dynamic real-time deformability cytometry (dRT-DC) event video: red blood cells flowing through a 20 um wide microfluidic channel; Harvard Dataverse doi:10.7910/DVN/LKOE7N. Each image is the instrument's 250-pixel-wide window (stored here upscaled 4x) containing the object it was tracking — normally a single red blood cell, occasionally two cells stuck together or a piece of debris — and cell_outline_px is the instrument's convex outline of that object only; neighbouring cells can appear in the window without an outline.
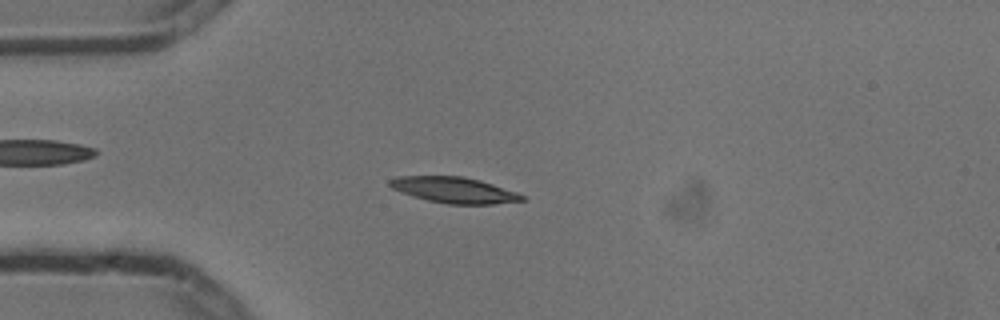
{"species": "common noctule bat (a hibernating species)", "species_latin": "Nyctalus noctula", "temperature_condition": "cold", "stored_images_in_passage": 3, "camera_frame_rate_fps": 3000, "um_per_image_px": 0.085, "animal": {"sex": "male", "body_mass_g": 13.3}, "frame": {"image": 1, "passage_image": 3, "time_ms": 0.667, "image_size_px": [1000, 320], "cell_outline_px": [[528, 200], [492, 204], [448, 204], [428, 200], [400, 192], [392, 188], [388, 184], [388, 180], [396, 176], [464, 176], [480, 180], [516, 192], [524, 196]], "centroid_in_image_um": [38.59, 16.15], "position_along_channel_um": 46.4, "area_um2": 19.94}}